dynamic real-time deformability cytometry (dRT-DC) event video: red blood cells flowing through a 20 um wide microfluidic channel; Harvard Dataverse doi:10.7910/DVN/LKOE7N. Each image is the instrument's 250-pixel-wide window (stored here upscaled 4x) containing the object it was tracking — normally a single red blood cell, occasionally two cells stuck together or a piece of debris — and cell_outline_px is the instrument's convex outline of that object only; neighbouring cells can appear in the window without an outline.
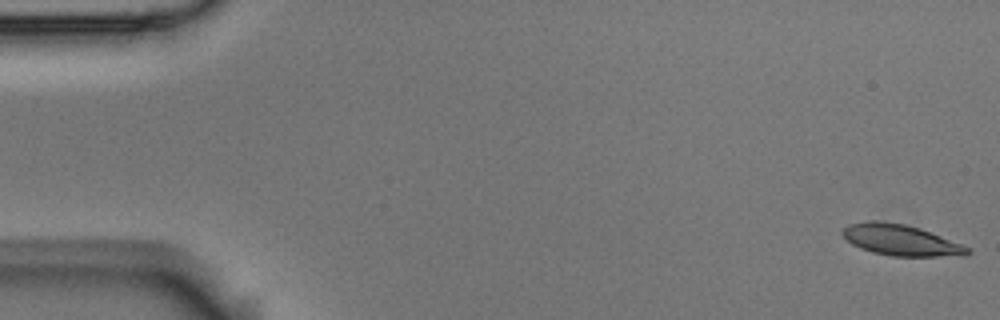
{"species": "Egyptian fruit bat (a non-hibernating species)", "species_latin": "Rousettus aegyptiacus", "temperature_condition": "room temperature", "stored_images_in_passage": 5, "camera_frame_rate_fps": 3000, "um_per_image_px": 0.085, "animal": {"sex": "male"}, "frame": {"image": 1, "passage_image": 1, "time_ms": 0.0, "image_size_px": [1000, 320], "cell_outline_px": [[972, 252], [968, 256], [892, 256], [872, 252], [860, 248], [852, 244], [840, 232], [848, 224], [868, 220], [880, 220], [904, 224], [920, 228], [972, 248]], "centroid_in_image_um": [76.59, 20.41], "position_along_channel_um": 8.4, "area_um2": 22.77}}
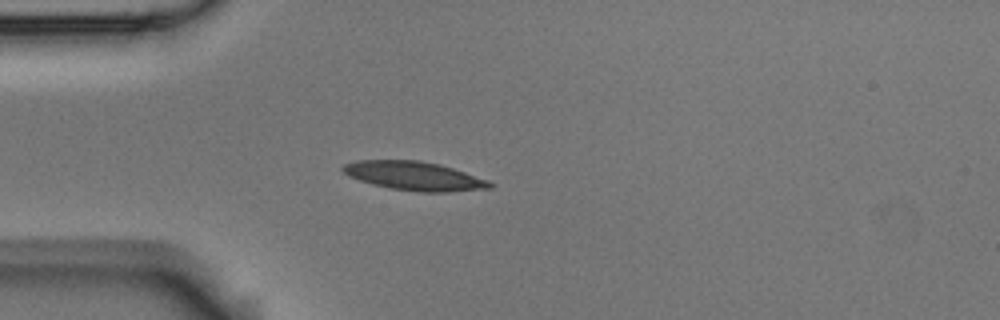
{"frame": {"image": 2, "passage_image": 5, "time_ms": 1.333, "image_size_px": [1000, 320], "cell_outline_px": [[496, 184], [492, 188], [448, 192], [420, 192], [392, 188], [372, 184], [348, 176], [340, 168], [344, 164], [356, 160], [420, 160], [440, 164], [488, 180]], "centroid_in_image_um": [35.22, 14.95], "position_along_channel_um": 49.8, "area_um2": 24.68}}